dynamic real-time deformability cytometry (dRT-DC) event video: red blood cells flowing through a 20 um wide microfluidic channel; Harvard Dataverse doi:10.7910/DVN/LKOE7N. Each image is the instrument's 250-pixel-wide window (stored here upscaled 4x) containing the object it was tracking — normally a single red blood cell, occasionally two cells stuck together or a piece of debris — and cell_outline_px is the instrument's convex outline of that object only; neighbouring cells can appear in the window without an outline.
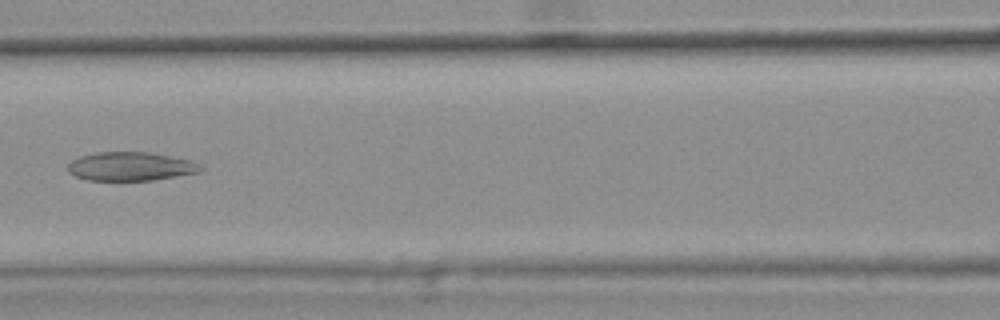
{"species": "common noctule bat (a hibernating species)", "species_latin": "Nyctalus noctula", "temperature_condition": "warm", "stored_images_in_passage": 9, "camera_frame_rate_fps": 3000, "um_per_image_px": 0.085, "animal": {"sex": "female", "body_mass_g": 25.1}, "frame": {"image": 1, "passage_image": 6, "time_ms": 1.667, "image_size_px": [1000, 320], "cell_outline_px": [[204, 168], [200, 172], [152, 180], [88, 180], [76, 176], [68, 172], [68, 164], [72, 160], [80, 156], [96, 152], [148, 152], [192, 160]], "centroid_in_image_um": [11.1, 14.14], "position_along_channel_um": 155.5, "area_um2": 22.14}}